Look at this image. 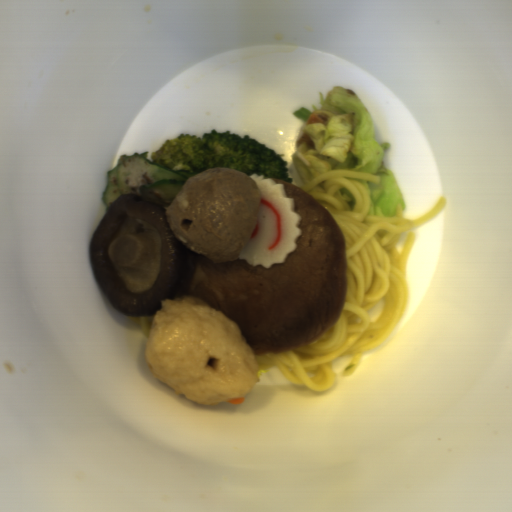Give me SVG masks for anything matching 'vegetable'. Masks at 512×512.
Segmentation results:
<instances>
[{
	"label": "vegetable",
	"instance_id": "obj_1",
	"mask_svg": "<svg viewBox=\"0 0 512 512\" xmlns=\"http://www.w3.org/2000/svg\"><path fill=\"white\" fill-rule=\"evenodd\" d=\"M319 104L316 114L328 118L327 122L304 127L314 147L303 142L291 155L304 185L337 169L375 174L380 177L379 184L351 178L369 192V215L394 217L398 205L402 212L405 205L401 190L393 172L384 165V154L392 143L375 140L373 118L361 100L352 89L333 86L325 100L320 92Z\"/></svg>",
	"mask_w": 512,
	"mask_h": 512
},
{
	"label": "vegetable",
	"instance_id": "obj_2",
	"mask_svg": "<svg viewBox=\"0 0 512 512\" xmlns=\"http://www.w3.org/2000/svg\"><path fill=\"white\" fill-rule=\"evenodd\" d=\"M339 200L350 210H353L356 205L355 195L347 188L338 189L336 193Z\"/></svg>",
	"mask_w": 512,
	"mask_h": 512
},
{
	"label": "vegetable",
	"instance_id": "obj_3",
	"mask_svg": "<svg viewBox=\"0 0 512 512\" xmlns=\"http://www.w3.org/2000/svg\"><path fill=\"white\" fill-rule=\"evenodd\" d=\"M313 112L310 111L309 109L305 108V107H300L296 110L293 111V115L298 118L299 120H301L302 122H304L306 124L309 116L312 114Z\"/></svg>",
	"mask_w": 512,
	"mask_h": 512
}]
</instances>
